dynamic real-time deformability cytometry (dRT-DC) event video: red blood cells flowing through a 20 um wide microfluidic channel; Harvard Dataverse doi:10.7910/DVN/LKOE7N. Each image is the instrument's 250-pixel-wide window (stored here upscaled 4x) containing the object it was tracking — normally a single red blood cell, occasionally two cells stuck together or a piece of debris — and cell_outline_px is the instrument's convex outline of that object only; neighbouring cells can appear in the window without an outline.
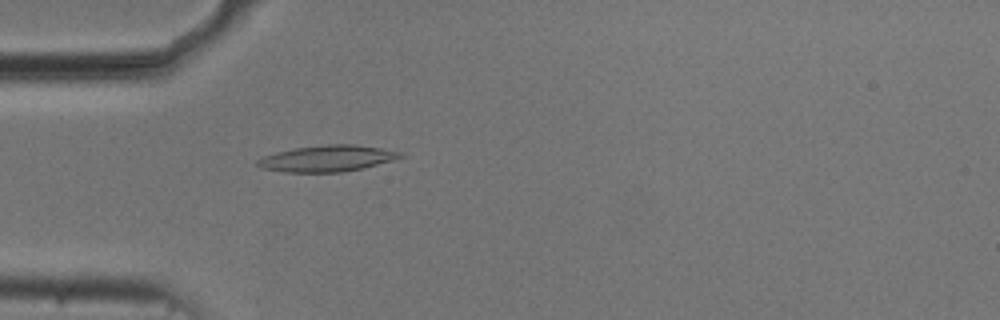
{"species": "common noctule bat (a hibernating species)", "species_latin": "Nyctalus noctula", "temperature_condition": "cold", "stored_images_in_passage": 35, "camera_frame_rate_fps": 3000, "um_per_image_px": 0.085, "animal": {"sex": "male", "body_mass_g": 20.5, "forearm_length_mm": 52.5}, "frame": {"image": 1, "passage_image": 2, "time_ms": 0.333, "image_size_px": [1000, 320], "cell_outline_px": [[404, 156], [396, 160], [364, 168], [344, 172], [284, 172], [260, 168], [256, 164], [256, 160], [264, 156], [276, 152], [296, 148], [328, 144], [356, 144], [404, 152]], "centroid_in_image_um": [27.86, 13.47], "position_along_channel_um": 57.1, "area_um2": 22.08}}
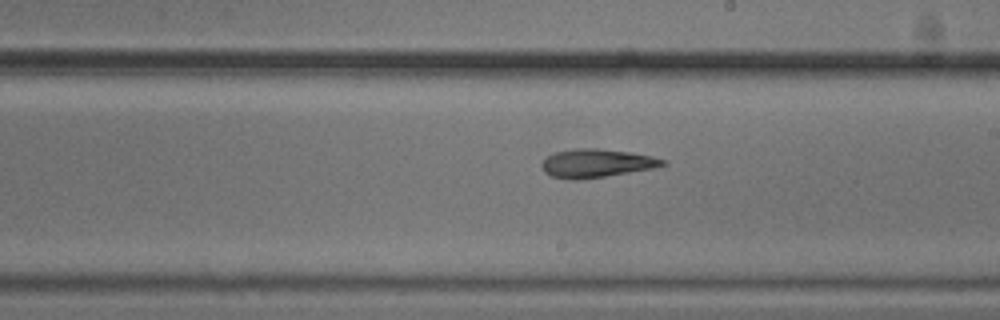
{"frame": {"image": 2, "passage_image": 17, "time_ms": 5.333, "image_size_px": [1000, 320], "cell_outline_px": [[668, 164], [652, 168], [604, 176], [576, 180], [572, 180], [552, 176], [544, 172], [540, 164], [548, 156], [556, 152], [576, 148], [596, 148], [628, 152], [652, 156], [668, 160]], "centroid_in_image_um": [50.7, 13.87], "position_along_channel_um": 238.3, "area_um2": 19.83}}
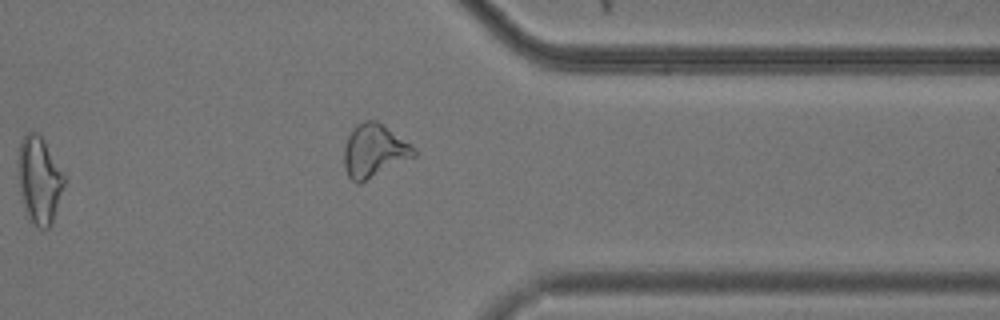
{"frame": {"image": 3, "passage_image": 29, "time_ms": 9.333, "image_size_px": [1000, 320], "cell_outline_px": [[64, 184], [52, 224], [48, 228], [36, 228], [32, 224], [24, 208], [20, 192], [16, 168], [16, 160], [20, 140], [28, 132], [36, 132], [44, 140], [64, 176]], "centroid_in_image_um": [3.28, 15.31], "position_along_channel_um": 408.1, "area_um2": 23.47}, "authors_computed_cell_mechanics": {"area_um2": 20.0566, "velocity_mm_per_s": 3.6999, "shape_relaxation_time_tau1_ms": null, "shape_relaxation_time_tau2_ms": 9.6376, "deformation_change_tau1": null, "deformation_change_tau2": 0.2015}}